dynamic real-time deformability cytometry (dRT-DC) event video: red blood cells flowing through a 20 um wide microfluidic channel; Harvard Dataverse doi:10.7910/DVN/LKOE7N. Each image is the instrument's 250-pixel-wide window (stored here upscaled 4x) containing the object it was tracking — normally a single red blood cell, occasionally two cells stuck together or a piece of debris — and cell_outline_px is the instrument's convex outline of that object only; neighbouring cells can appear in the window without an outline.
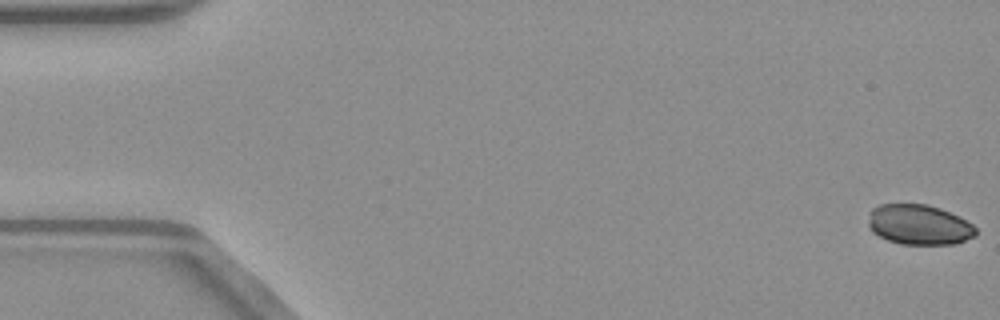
{"species": "common noctule bat (a hibernating species)", "species_latin": "Nyctalus noctula", "temperature_condition": "warm", "stored_images_in_passage": 52, "camera_frame_rate_fps": 3000, "um_per_image_px": 0.085, "animal": {"sex": "male", "body_mass_g": 23.1, "forearm_length_mm": 52.7}, "frame": {"image": 1, "passage_image": 1, "time_ms": 0.0, "image_size_px": [1000, 320], "cell_outline_px": [[976, 236], [952, 244], [900, 244], [888, 240], [872, 232], [868, 228], [868, 224], [872, 208], [880, 204], [928, 204], [940, 208], [972, 224], [976, 228]], "centroid_in_image_um": [78.09, 19.1], "position_along_channel_um": 6.9, "area_um2": 24.97}}
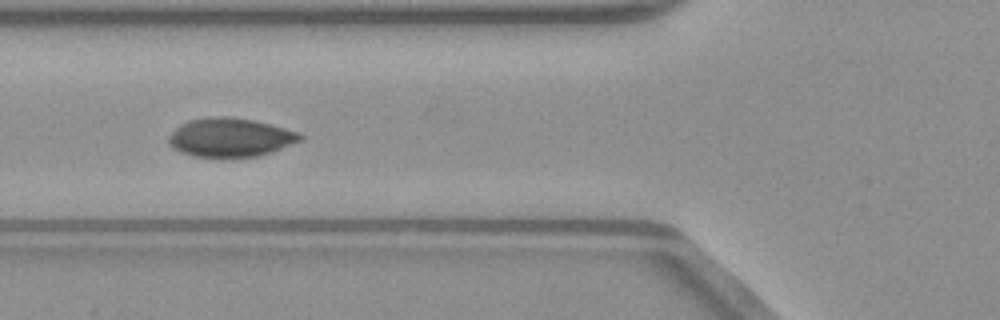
{"frame": {"image": 2, "passage_image": 20, "time_ms": 6.333, "image_size_px": [1000, 320], "cell_outline_px": [[304, 140], [272, 152], [256, 156], [192, 156], [180, 152], [172, 148], [168, 144], [168, 136], [180, 124], [188, 120], [208, 116], [224, 116], [252, 120], [300, 132], [304, 136]], "centroid_in_image_um": [19.57, 11.67], "position_along_channel_um": 106.2, "area_um2": 29.71}}
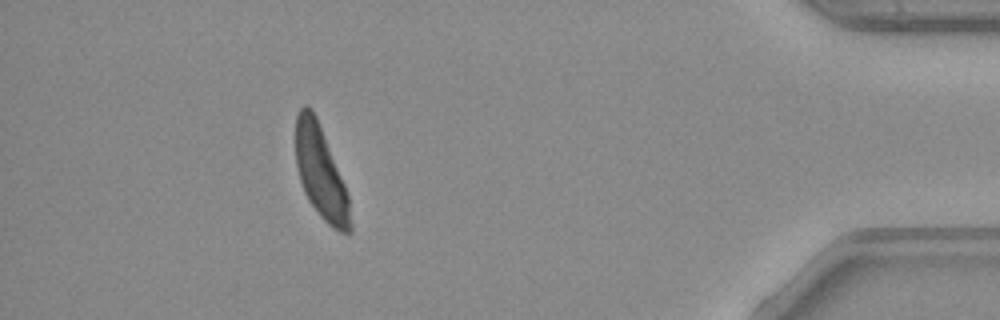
{"frame": {"image": 3, "passage_image": 47, "time_ms": 15.333, "image_size_px": [1000, 320], "cell_outline_px": [[352, 232], [340, 232], [332, 228], [320, 216], [308, 200], [304, 192], [300, 180], [296, 164], [296, 116], [300, 108], [304, 104], [308, 104], [312, 108], [316, 116], [344, 184], [348, 196], [352, 224]], "centroid_in_image_um": [27.25, 14.68], "position_along_channel_um": 407.9, "area_um2": 29.19}, "authors_computed_cell_mechanics": {"area_um2": 28.9289, "velocity_mm_per_s": 4.0005, "shape_relaxation_time_tau1_ms": 1.5236, "shape_relaxation_time_tau2_ms": null, "deformation_change_tau1": 0.1041, "deformation_change_tau2": null}}